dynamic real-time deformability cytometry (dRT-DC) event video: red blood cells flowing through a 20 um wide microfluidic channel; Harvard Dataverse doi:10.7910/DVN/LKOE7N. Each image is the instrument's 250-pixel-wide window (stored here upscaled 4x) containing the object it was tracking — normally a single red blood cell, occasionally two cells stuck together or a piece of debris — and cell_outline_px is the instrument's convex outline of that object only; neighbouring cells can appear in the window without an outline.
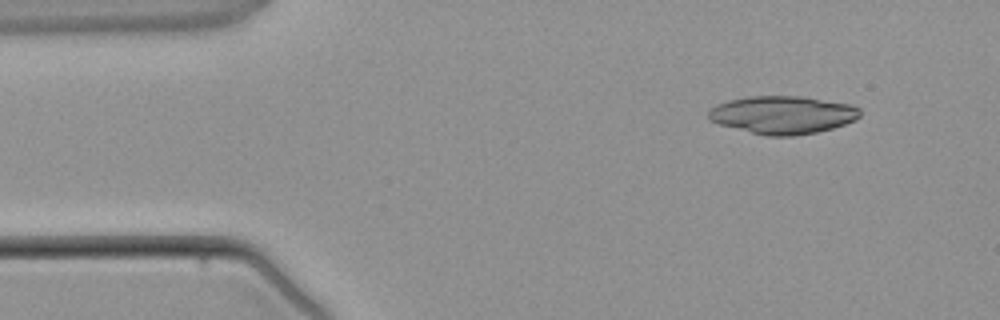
{"species": "common noctule bat (a hibernating species)", "species_latin": "Nyctalus noctula", "temperature_condition": "warm", "stored_images_in_passage": 3, "camera_frame_rate_fps": 3000, "um_per_image_px": 0.085, "animal": {"sex": "male", "body_mass_g": 21.5, "forearm_length_mm": 52.0}, "frame": {"image": 1, "passage_image": 1, "time_ms": 0.0, "image_size_px": [1000, 320], "cell_outline_px": [[860, 116], [856, 120], [832, 128], [816, 132], [796, 136], [764, 136], [720, 124], [708, 120], [708, 112], [716, 104], [728, 100], [748, 96], [800, 96], [852, 104], [860, 108]], "centroid_in_image_um": [66.53, 9.76], "position_along_channel_um": 18.5, "area_um2": 33.64}}